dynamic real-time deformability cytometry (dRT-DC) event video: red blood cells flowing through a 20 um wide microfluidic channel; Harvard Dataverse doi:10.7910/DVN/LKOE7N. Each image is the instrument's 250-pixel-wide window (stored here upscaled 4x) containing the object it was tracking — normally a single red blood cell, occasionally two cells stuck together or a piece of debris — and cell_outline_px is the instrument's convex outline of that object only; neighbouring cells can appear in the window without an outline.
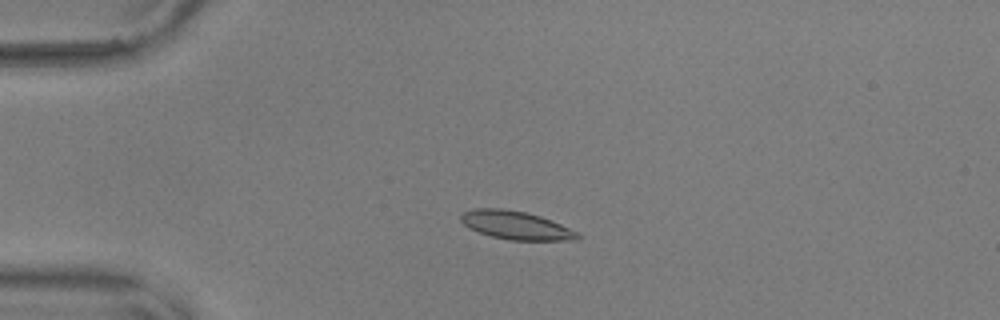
{"species": "common noctule bat (a hibernating species)", "species_latin": "Nyctalus noctula", "temperature_condition": "warm", "stored_images_in_passage": 47, "camera_frame_rate_fps": 3000, "um_per_image_px": 0.085, "animal": {"sex": "male", "body_mass_g": 17.9, "forearm_length_mm": 54.2}, "frame": {"image": 1, "passage_image": 5, "time_ms": 1.333, "image_size_px": [1000, 320], "cell_outline_px": [[580, 236], [576, 240], [508, 240], [492, 236], [468, 228], [460, 220], [460, 216], [464, 212], [476, 208], [504, 208], [524, 212], [540, 216], [580, 232]], "centroid_in_image_um": [43.86, 19.15], "position_along_channel_um": 41.1, "area_um2": 19.19}}
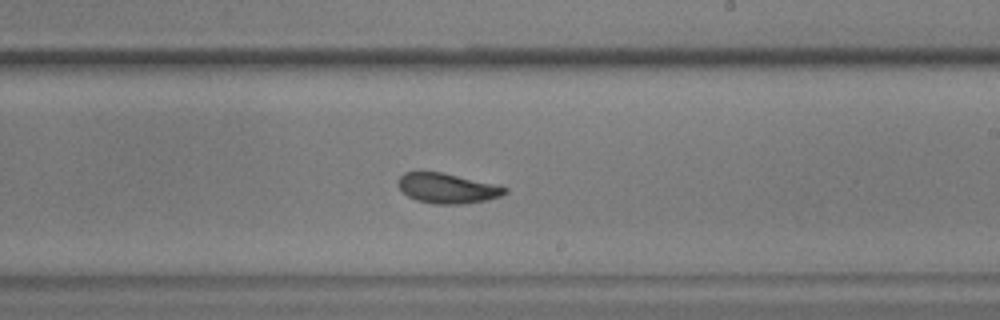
{"frame": {"image": 2, "passage_image": 25, "time_ms": 8.0, "image_size_px": [1000, 320], "cell_outline_px": [[508, 192], [500, 196], [488, 200], [464, 204], [436, 204], [416, 200], [408, 196], [396, 184], [396, 180], [404, 172], [440, 172], [496, 184], [508, 188]], "centroid_in_image_um": [38.02, 16.01], "position_along_channel_um": 251.0, "area_um2": 18.73}}
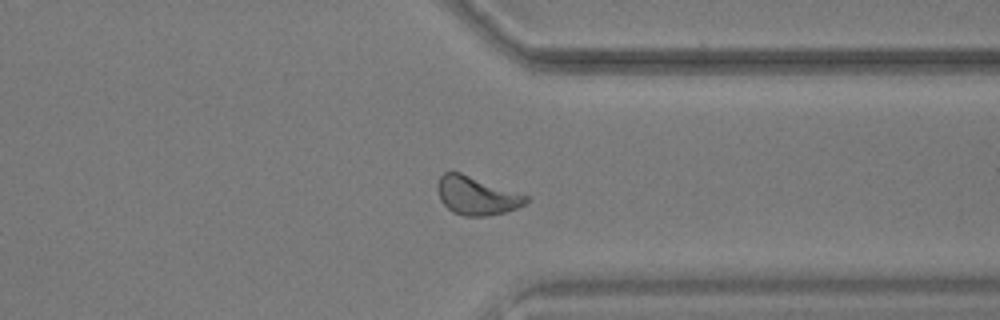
{"frame": {"image": 3, "passage_image": 35, "time_ms": 11.333, "image_size_px": [1000, 320], "cell_outline_px": [[532, 200], [516, 208], [504, 212], [488, 216], [464, 216], [452, 212], [440, 200], [436, 188], [436, 184], [440, 176], [444, 172], [460, 172], [528, 196]], "centroid_in_image_um": [40.48, 16.63], "position_along_channel_um": 370.9, "area_um2": 19.77}, "authors_computed_cell_mechanics": {"area_um2": 18.9006, "velocity_mm_per_s": 3.615, "shape_relaxation_time_tau1_ms": 3.1793, "shape_relaxation_time_tau2_ms": 1.9544, "deformation_change_tau1": 0.1219, "deformation_change_tau2": 0.078}}